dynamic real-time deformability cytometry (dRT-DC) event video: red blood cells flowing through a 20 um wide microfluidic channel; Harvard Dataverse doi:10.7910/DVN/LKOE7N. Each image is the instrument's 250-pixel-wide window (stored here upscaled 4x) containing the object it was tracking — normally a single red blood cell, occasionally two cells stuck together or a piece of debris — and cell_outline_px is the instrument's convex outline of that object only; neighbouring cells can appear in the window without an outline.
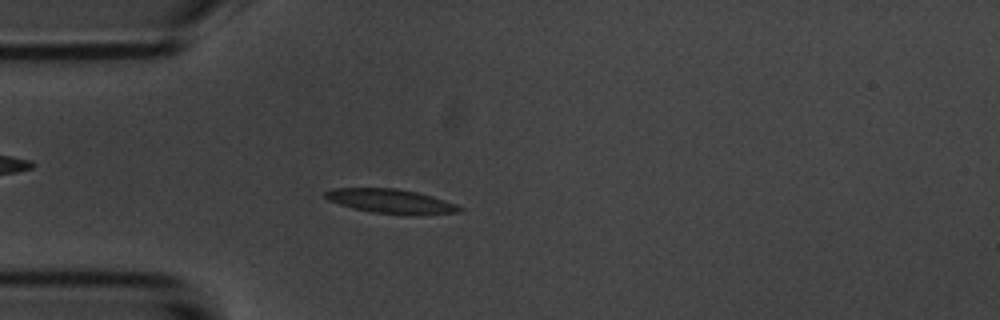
{"species": "common noctule bat (a hibernating species)", "species_latin": "Nyctalus noctula", "temperature_condition": "room temperature", "stored_images_in_passage": 5, "camera_frame_rate_fps": 3000, "um_per_image_px": 0.085, "animal": {"sex": "male", "body_mass_g": 20.1, "forearm_length_mm": 53.5}, "frame": {"image": 1, "passage_image": 5, "time_ms": 5.667, "image_size_px": [1000, 320], "cell_outline_px": [[464, 208], [460, 212], [416, 216], [372, 212], [352, 208], [328, 200], [324, 196], [324, 192], [332, 188], [396, 188], [416, 192], [432, 196], [456, 204]], "centroid_in_image_um": [33.25, 17.12], "position_along_channel_um": 51.8, "area_um2": 19.19}}